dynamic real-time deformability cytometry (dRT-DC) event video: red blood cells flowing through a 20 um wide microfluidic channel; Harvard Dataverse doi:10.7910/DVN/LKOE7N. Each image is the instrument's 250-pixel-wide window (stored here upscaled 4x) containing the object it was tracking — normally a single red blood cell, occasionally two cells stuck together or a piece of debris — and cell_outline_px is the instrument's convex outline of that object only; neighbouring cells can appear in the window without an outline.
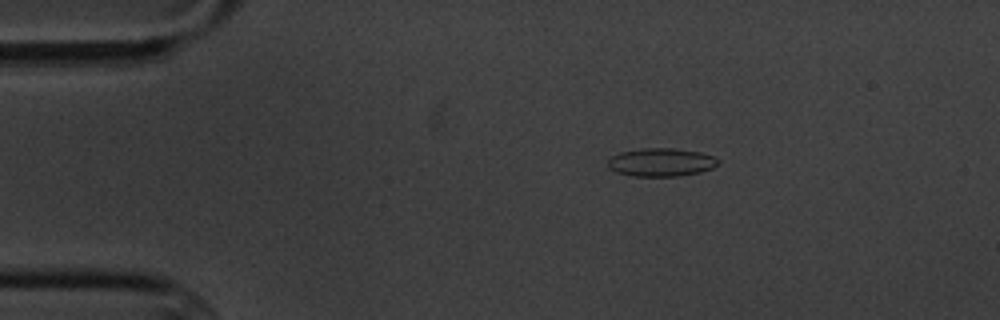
{"species": "common noctule bat (a hibernating species)", "species_latin": "Nyctalus noctula", "temperature_condition": "cold", "stored_images_in_passage": 5, "camera_frame_rate_fps": 3000, "um_per_image_px": 0.085, "animal": {"sex": "male", "body_mass_g": 20.1, "forearm_length_mm": 53.5}, "frame": {"image": 1, "passage_image": 3, "time_ms": 2.333, "image_size_px": [1000, 320], "cell_outline_px": [[720, 164], [712, 168], [700, 172], [676, 176], [632, 176], [616, 172], [608, 168], [608, 160], [612, 156], [620, 152], [644, 148], [672, 148], [700, 152], [712, 156], [720, 160]], "centroid_in_image_um": [56.19, 13.79], "position_along_channel_um": 28.8, "area_um2": 18.15}}